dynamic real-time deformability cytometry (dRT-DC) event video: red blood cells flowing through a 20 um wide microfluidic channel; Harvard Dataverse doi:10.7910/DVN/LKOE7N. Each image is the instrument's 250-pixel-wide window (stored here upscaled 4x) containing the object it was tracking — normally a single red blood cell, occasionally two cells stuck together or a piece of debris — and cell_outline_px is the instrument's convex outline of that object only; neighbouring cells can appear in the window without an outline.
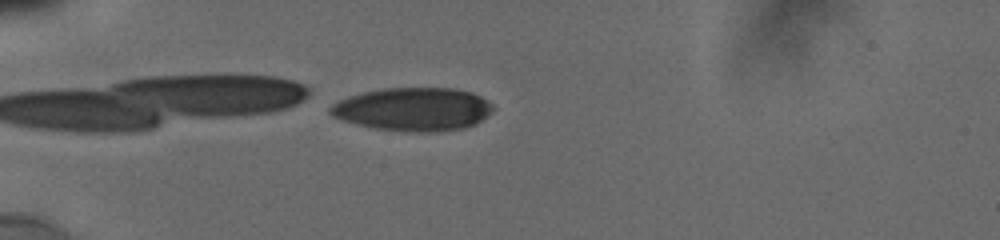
{"species": "human", "species_latin": "Homo sapiens", "temperature_condition": "cold", "stored_images_in_passage": 2, "camera_frame_rate_fps": 3000, "um_per_image_px": 0.085, "donor": {"sex": "male"}, "frame": {"image": 1, "passage_image": 2, "time_ms": 0.667, "image_size_px": [1000, 240], "cell_outline_px": [[496, 108], [492, 112], [476, 124], [464, 128], [440, 132], [420, 132], [376, 128], [356, 124], [332, 116], [328, 112], [328, 108], [332, 104], [348, 96], [380, 88], [456, 88], [472, 92], [488, 100]], "centroid_in_image_um": [35.16, 9.28], "position_along_channel_um": 49.8, "area_um2": 41.27}}